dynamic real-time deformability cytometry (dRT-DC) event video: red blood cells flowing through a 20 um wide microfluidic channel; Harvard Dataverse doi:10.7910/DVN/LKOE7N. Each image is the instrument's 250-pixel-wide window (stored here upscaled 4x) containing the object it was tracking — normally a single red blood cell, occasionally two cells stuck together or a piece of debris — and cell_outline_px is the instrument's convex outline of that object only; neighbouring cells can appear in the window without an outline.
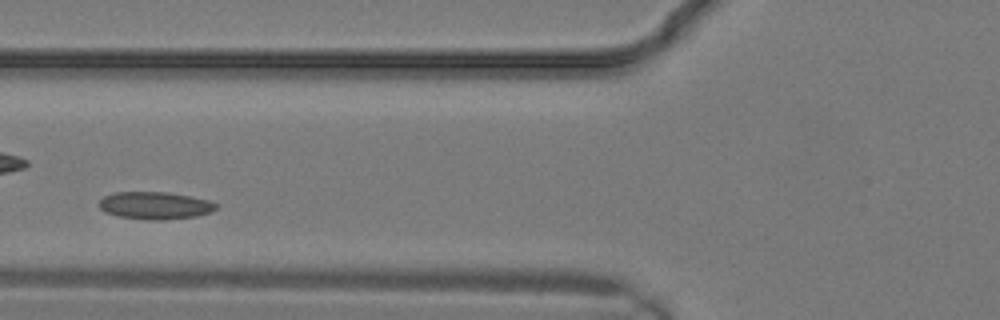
{"species": "common noctule bat (a hibernating species)", "species_latin": "Nyctalus noctula", "temperature_condition": "warm", "stored_images_in_passage": 5, "camera_frame_rate_fps": 3000, "um_per_image_px": 0.085, "animal": {"sex": "male", "body_mass_g": 19.2, "forearm_length_mm": 51.8}, "frame": {"image": 1, "passage_image": 4, "time_ms": 1.0, "image_size_px": [1000, 320], "cell_outline_px": [[216, 208], [212, 212], [196, 216], [164, 220], [148, 220], [116, 216], [104, 212], [96, 204], [104, 196], [112, 192], [164, 192], [188, 196], [208, 200], [216, 204]], "centroid_in_image_um": [13.11, 17.47], "position_along_channel_um": 112.7, "area_um2": 18.79}}